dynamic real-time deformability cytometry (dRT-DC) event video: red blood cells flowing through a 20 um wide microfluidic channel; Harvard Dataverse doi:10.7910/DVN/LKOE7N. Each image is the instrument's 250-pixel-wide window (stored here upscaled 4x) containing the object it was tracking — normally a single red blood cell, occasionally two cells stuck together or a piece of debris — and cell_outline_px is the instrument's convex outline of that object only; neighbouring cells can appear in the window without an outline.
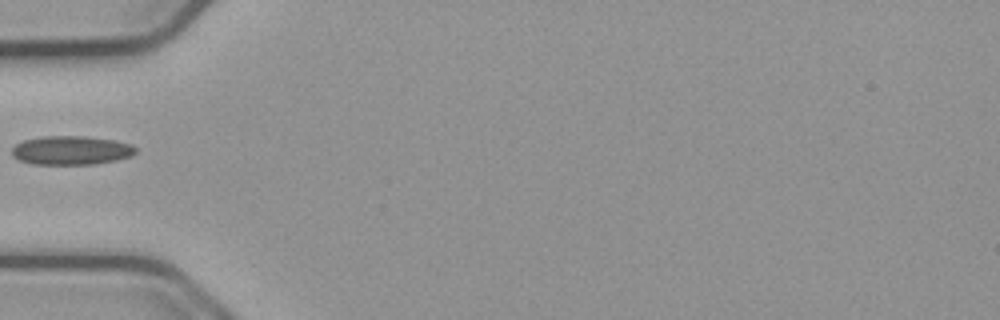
{"species": "common noctule bat (a hibernating species)", "species_latin": "Nyctalus noctula", "temperature_condition": "cold", "stored_images_in_passage": 8, "camera_frame_rate_fps": 3000, "um_per_image_px": 0.085, "animal": {"sex": "male", "body_mass_g": 23.1, "forearm_length_mm": 52.7}, "frame": {"image": 1, "passage_image": 1, "time_ms": 0.0, "image_size_px": [1000, 320], "cell_outline_px": [[136, 152], [132, 156], [116, 160], [92, 164], [32, 164], [20, 160], [12, 156], [12, 148], [16, 144], [24, 140], [44, 136], [84, 136], [116, 140], [132, 144], [136, 148]], "centroid_in_image_um": [6.07, 12.77], "position_along_channel_um": 78.9, "area_um2": 20.87}}